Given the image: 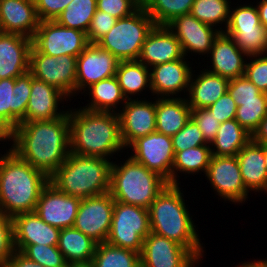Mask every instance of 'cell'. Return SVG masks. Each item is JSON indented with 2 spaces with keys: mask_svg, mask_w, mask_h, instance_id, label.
I'll return each instance as SVG.
<instances>
[{
  "mask_svg": "<svg viewBox=\"0 0 267 267\" xmlns=\"http://www.w3.org/2000/svg\"><path fill=\"white\" fill-rule=\"evenodd\" d=\"M8 142L21 159L50 177L70 154L68 112L54 120L21 122Z\"/></svg>",
  "mask_w": 267,
  "mask_h": 267,
  "instance_id": "1",
  "label": "cell"
},
{
  "mask_svg": "<svg viewBox=\"0 0 267 267\" xmlns=\"http://www.w3.org/2000/svg\"><path fill=\"white\" fill-rule=\"evenodd\" d=\"M68 118L70 152L110 161L118 153L126 152L117 113L90 111L82 107L75 109L71 105L68 108Z\"/></svg>",
  "mask_w": 267,
  "mask_h": 267,
  "instance_id": "2",
  "label": "cell"
},
{
  "mask_svg": "<svg viewBox=\"0 0 267 267\" xmlns=\"http://www.w3.org/2000/svg\"><path fill=\"white\" fill-rule=\"evenodd\" d=\"M183 193L181 185L168 184L157 195L148 209L150 229L152 233L164 236L187 248L201 261L205 258V246Z\"/></svg>",
  "mask_w": 267,
  "mask_h": 267,
  "instance_id": "3",
  "label": "cell"
},
{
  "mask_svg": "<svg viewBox=\"0 0 267 267\" xmlns=\"http://www.w3.org/2000/svg\"><path fill=\"white\" fill-rule=\"evenodd\" d=\"M0 152V210L10 218L34 212L49 177L10 148Z\"/></svg>",
  "mask_w": 267,
  "mask_h": 267,
  "instance_id": "4",
  "label": "cell"
},
{
  "mask_svg": "<svg viewBox=\"0 0 267 267\" xmlns=\"http://www.w3.org/2000/svg\"><path fill=\"white\" fill-rule=\"evenodd\" d=\"M112 162L70 152L49 182L59 191L80 199L101 195L110 192Z\"/></svg>",
  "mask_w": 267,
  "mask_h": 267,
  "instance_id": "5",
  "label": "cell"
},
{
  "mask_svg": "<svg viewBox=\"0 0 267 267\" xmlns=\"http://www.w3.org/2000/svg\"><path fill=\"white\" fill-rule=\"evenodd\" d=\"M112 162L110 194L117 202L149 209L157 195L169 184L129 155ZM125 160V161H124ZM123 163V164H122Z\"/></svg>",
  "mask_w": 267,
  "mask_h": 267,
  "instance_id": "6",
  "label": "cell"
},
{
  "mask_svg": "<svg viewBox=\"0 0 267 267\" xmlns=\"http://www.w3.org/2000/svg\"><path fill=\"white\" fill-rule=\"evenodd\" d=\"M155 23L144 8L120 18L96 44L119 61L137 60L143 43Z\"/></svg>",
  "mask_w": 267,
  "mask_h": 267,
  "instance_id": "7",
  "label": "cell"
},
{
  "mask_svg": "<svg viewBox=\"0 0 267 267\" xmlns=\"http://www.w3.org/2000/svg\"><path fill=\"white\" fill-rule=\"evenodd\" d=\"M150 232L148 209L115 201L108 244L141 254Z\"/></svg>",
  "mask_w": 267,
  "mask_h": 267,
  "instance_id": "8",
  "label": "cell"
},
{
  "mask_svg": "<svg viewBox=\"0 0 267 267\" xmlns=\"http://www.w3.org/2000/svg\"><path fill=\"white\" fill-rule=\"evenodd\" d=\"M29 72L40 81L52 85L69 99L76 96L77 57L70 55L48 56L33 46L30 51Z\"/></svg>",
  "mask_w": 267,
  "mask_h": 267,
  "instance_id": "9",
  "label": "cell"
},
{
  "mask_svg": "<svg viewBox=\"0 0 267 267\" xmlns=\"http://www.w3.org/2000/svg\"><path fill=\"white\" fill-rule=\"evenodd\" d=\"M89 45L86 33L60 25L55 20L40 21L32 46L48 56L78 57Z\"/></svg>",
  "mask_w": 267,
  "mask_h": 267,
  "instance_id": "10",
  "label": "cell"
},
{
  "mask_svg": "<svg viewBox=\"0 0 267 267\" xmlns=\"http://www.w3.org/2000/svg\"><path fill=\"white\" fill-rule=\"evenodd\" d=\"M127 150L129 156L150 171L172 184V167L175 152L172 138L157 131L136 139Z\"/></svg>",
  "mask_w": 267,
  "mask_h": 267,
  "instance_id": "11",
  "label": "cell"
},
{
  "mask_svg": "<svg viewBox=\"0 0 267 267\" xmlns=\"http://www.w3.org/2000/svg\"><path fill=\"white\" fill-rule=\"evenodd\" d=\"M211 189L223 201L240 206L251 195L242 181L240 167L236 156L212 155L205 175ZM250 193V194H249Z\"/></svg>",
  "mask_w": 267,
  "mask_h": 267,
  "instance_id": "12",
  "label": "cell"
},
{
  "mask_svg": "<svg viewBox=\"0 0 267 267\" xmlns=\"http://www.w3.org/2000/svg\"><path fill=\"white\" fill-rule=\"evenodd\" d=\"M115 200L110 192L81 199L73 227L97 243L107 241Z\"/></svg>",
  "mask_w": 267,
  "mask_h": 267,
  "instance_id": "13",
  "label": "cell"
},
{
  "mask_svg": "<svg viewBox=\"0 0 267 267\" xmlns=\"http://www.w3.org/2000/svg\"><path fill=\"white\" fill-rule=\"evenodd\" d=\"M166 26L180 42L185 57L191 59L190 56L195 54L199 61L200 55H209L220 33L217 28L199 21L191 14L175 17Z\"/></svg>",
  "mask_w": 267,
  "mask_h": 267,
  "instance_id": "14",
  "label": "cell"
},
{
  "mask_svg": "<svg viewBox=\"0 0 267 267\" xmlns=\"http://www.w3.org/2000/svg\"><path fill=\"white\" fill-rule=\"evenodd\" d=\"M141 267H199L200 261L182 245L152 232L144 239Z\"/></svg>",
  "mask_w": 267,
  "mask_h": 267,
  "instance_id": "15",
  "label": "cell"
},
{
  "mask_svg": "<svg viewBox=\"0 0 267 267\" xmlns=\"http://www.w3.org/2000/svg\"><path fill=\"white\" fill-rule=\"evenodd\" d=\"M193 59L190 62L189 58L184 57L173 62L151 67V95H156V98L186 97L191 74L193 69H195L193 66L195 63H192Z\"/></svg>",
  "mask_w": 267,
  "mask_h": 267,
  "instance_id": "16",
  "label": "cell"
},
{
  "mask_svg": "<svg viewBox=\"0 0 267 267\" xmlns=\"http://www.w3.org/2000/svg\"><path fill=\"white\" fill-rule=\"evenodd\" d=\"M117 114L126 149L136 139L156 131V98L127 100Z\"/></svg>",
  "mask_w": 267,
  "mask_h": 267,
  "instance_id": "17",
  "label": "cell"
},
{
  "mask_svg": "<svg viewBox=\"0 0 267 267\" xmlns=\"http://www.w3.org/2000/svg\"><path fill=\"white\" fill-rule=\"evenodd\" d=\"M119 60L96 43H89L77 57L76 96L93 83L116 75Z\"/></svg>",
  "mask_w": 267,
  "mask_h": 267,
  "instance_id": "18",
  "label": "cell"
},
{
  "mask_svg": "<svg viewBox=\"0 0 267 267\" xmlns=\"http://www.w3.org/2000/svg\"><path fill=\"white\" fill-rule=\"evenodd\" d=\"M81 199L59 191L50 182L41 191L36 214L47 224L64 229L73 227Z\"/></svg>",
  "mask_w": 267,
  "mask_h": 267,
  "instance_id": "19",
  "label": "cell"
},
{
  "mask_svg": "<svg viewBox=\"0 0 267 267\" xmlns=\"http://www.w3.org/2000/svg\"><path fill=\"white\" fill-rule=\"evenodd\" d=\"M69 100L70 99L59 89L35 79L31 74V92L26 114L21 122L54 120L62 117L68 112V109H65L67 106L64 104L65 102L66 104L69 103L67 102ZM60 105H62V110L60 109Z\"/></svg>",
  "mask_w": 267,
  "mask_h": 267,
  "instance_id": "20",
  "label": "cell"
},
{
  "mask_svg": "<svg viewBox=\"0 0 267 267\" xmlns=\"http://www.w3.org/2000/svg\"><path fill=\"white\" fill-rule=\"evenodd\" d=\"M208 57L210 58L208 59ZM247 58L229 35L220 32L213 42L207 59H205L209 60L205 64L207 66L203 64L202 66L206 67L207 71L230 80L245 75Z\"/></svg>",
  "mask_w": 267,
  "mask_h": 267,
  "instance_id": "21",
  "label": "cell"
},
{
  "mask_svg": "<svg viewBox=\"0 0 267 267\" xmlns=\"http://www.w3.org/2000/svg\"><path fill=\"white\" fill-rule=\"evenodd\" d=\"M32 39L17 33L0 32V79L29 72Z\"/></svg>",
  "mask_w": 267,
  "mask_h": 267,
  "instance_id": "22",
  "label": "cell"
},
{
  "mask_svg": "<svg viewBox=\"0 0 267 267\" xmlns=\"http://www.w3.org/2000/svg\"><path fill=\"white\" fill-rule=\"evenodd\" d=\"M184 57L180 42L167 26L155 25L146 37L137 60L151 68Z\"/></svg>",
  "mask_w": 267,
  "mask_h": 267,
  "instance_id": "23",
  "label": "cell"
},
{
  "mask_svg": "<svg viewBox=\"0 0 267 267\" xmlns=\"http://www.w3.org/2000/svg\"><path fill=\"white\" fill-rule=\"evenodd\" d=\"M39 22L34 0H0V32L32 39Z\"/></svg>",
  "mask_w": 267,
  "mask_h": 267,
  "instance_id": "24",
  "label": "cell"
},
{
  "mask_svg": "<svg viewBox=\"0 0 267 267\" xmlns=\"http://www.w3.org/2000/svg\"><path fill=\"white\" fill-rule=\"evenodd\" d=\"M12 220L14 245H58L61 229L45 223L35 211L17 214Z\"/></svg>",
  "mask_w": 267,
  "mask_h": 267,
  "instance_id": "25",
  "label": "cell"
},
{
  "mask_svg": "<svg viewBox=\"0 0 267 267\" xmlns=\"http://www.w3.org/2000/svg\"><path fill=\"white\" fill-rule=\"evenodd\" d=\"M201 67L199 72L193 69L185 97L191 109L208 108L227 92L228 78Z\"/></svg>",
  "mask_w": 267,
  "mask_h": 267,
  "instance_id": "26",
  "label": "cell"
},
{
  "mask_svg": "<svg viewBox=\"0 0 267 267\" xmlns=\"http://www.w3.org/2000/svg\"><path fill=\"white\" fill-rule=\"evenodd\" d=\"M242 181L250 192L267 194V170L264 146L252 139L236 155Z\"/></svg>",
  "mask_w": 267,
  "mask_h": 267,
  "instance_id": "27",
  "label": "cell"
},
{
  "mask_svg": "<svg viewBox=\"0 0 267 267\" xmlns=\"http://www.w3.org/2000/svg\"><path fill=\"white\" fill-rule=\"evenodd\" d=\"M82 94L90 101L80 107L90 111L118 113L127 102L116 76L93 83Z\"/></svg>",
  "mask_w": 267,
  "mask_h": 267,
  "instance_id": "28",
  "label": "cell"
},
{
  "mask_svg": "<svg viewBox=\"0 0 267 267\" xmlns=\"http://www.w3.org/2000/svg\"><path fill=\"white\" fill-rule=\"evenodd\" d=\"M185 97L156 98V131L174 136L191 118Z\"/></svg>",
  "mask_w": 267,
  "mask_h": 267,
  "instance_id": "29",
  "label": "cell"
},
{
  "mask_svg": "<svg viewBox=\"0 0 267 267\" xmlns=\"http://www.w3.org/2000/svg\"><path fill=\"white\" fill-rule=\"evenodd\" d=\"M15 78L0 79V130L8 137L25 117L29 97L13 94Z\"/></svg>",
  "mask_w": 267,
  "mask_h": 267,
  "instance_id": "30",
  "label": "cell"
},
{
  "mask_svg": "<svg viewBox=\"0 0 267 267\" xmlns=\"http://www.w3.org/2000/svg\"><path fill=\"white\" fill-rule=\"evenodd\" d=\"M115 76L127 100L144 99L147 97L140 94L152 93L150 68L138 60L120 61Z\"/></svg>",
  "mask_w": 267,
  "mask_h": 267,
  "instance_id": "31",
  "label": "cell"
},
{
  "mask_svg": "<svg viewBox=\"0 0 267 267\" xmlns=\"http://www.w3.org/2000/svg\"><path fill=\"white\" fill-rule=\"evenodd\" d=\"M212 157L210 145H201L198 147L187 148L184 151L175 152L172 167V185H180V175L184 174L187 178L199 173L206 175L208 165Z\"/></svg>",
  "mask_w": 267,
  "mask_h": 267,
  "instance_id": "32",
  "label": "cell"
},
{
  "mask_svg": "<svg viewBox=\"0 0 267 267\" xmlns=\"http://www.w3.org/2000/svg\"><path fill=\"white\" fill-rule=\"evenodd\" d=\"M97 244L92 238L86 236L78 229L67 227L61 229L57 246L69 265L92 261Z\"/></svg>",
  "mask_w": 267,
  "mask_h": 267,
  "instance_id": "33",
  "label": "cell"
},
{
  "mask_svg": "<svg viewBox=\"0 0 267 267\" xmlns=\"http://www.w3.org/2000/svg\"><path fill=\"white\" fill-rule=\"evenodd\" d=\"M251 140V134L235 119L221 123L216 137L210 143L214 156H236Z\"/></svg>",
  "mask_w": 267,
  "mask_h": 267,
  "instance_id": "34",
  "label": "cell"
},
{
  "mask_svg": "<svg viewBox=\"0 0 267 267\" xmlns=\"http://www.w3.org/2000/svg\"><path fill=\"white\" fill-rule=\"evenodd\" d=\"M231 5V0H195L190 14L224 32L228 25Z\"/></svg>",
  "mask_w": 267,
  "mask_h": 267,
  "instance_id": "35",
  "label": "cell"
},
{
  "mask_svg": "<svg viewBox=\"0 0 267 267\" xmlns=\"http://www.w3.org/2000/svg\"><path fill=\"white\" fill-rule=\"evenodd\" d=\"M92 262L95 267H141L139 253L107 242L97 244Z\"/></svg>",
  "mask_w": 267,
  "mask_h": 267,
  "instance_id": "36",
  "label": "cell"
},
{
  "mask_svg": "<svg viewBox=\"0 0 267 267\" xmlns=\"http://www.w3.org/2000/svg\"><path fill=\"white\" fill-rule=\"evenodd\" d=\"M224 33L229 35L234 43L247 56L267 54V28H226Z\"/></svg>",
  "mask_w": 267,
  "mask_h": 267,
  "instance_id": "37",
  "label": "cell"
},
{
  "mask_svg": "<svg viewBox=\"0 0 267 267\" xmlns=\"http://www.w3.org/2000/svg\"><path fill=\"white\" fill-rule=\"evenodd\" d=\"M97 0H72L56 18L60 25L87 33L97 10Z\"/></svg>",
  "mask_w": 267,
  "mask_h": 267,
  "instance_id": "38",
  "label": "cell"
},
{
  "mask_svg": "<svg viewBox=\"0 0 267 267\" xmlns=\"http://www.w3.org/2000/svg\"><path fill=\"white\" fill-rule=\"evenodd\" d=\"M195 0H148L145 10L155 25H167L180 15L190 14Z\"/></svg>",
  "mask_w": 267,
  "mask_h": 267,
  "instance_id": "39",
  "label": "cell"
},
{
  "mask_svg": "<svg viewBox=\"0 0 267 267\" xmlns=\"http://www.w3.org/2000/svg\"><path fill=\"white\" fill-rule=\"evenodd\" d=\"M267 115V100L264 93L257 100L238 101L235 120L251 135Z\"/></svg>",
  "mask_w": 267,
  "mask_h": 267,
  "instance_id": "40",
  "label": "cell"
},
{
  "mask_svg": "<svg viewBox=\"0 0 267 267\" xmlns=\"http://www.w3.org/2000/svg\"><path fill=\"white\" fill-rule=\"evenodd\" d=\"M15 249L44 267H68L57 245H15Z\"/></svg>",
  "mask_w": 267,
  "mask_h": 267,
  "instance_id": "41",
  "label": "cell"
},
{
  "mask_svg": "<svg viewBox=\"0 0 267 267\" xmlns=\"http://www.w3.org/2000/svg\"><path fill=\"white\" fill-rule=\"evenodd\" d=\"M253 4L251 1L250 3L237 4V6L232 3L226 28H256V26H263L260 22L257 7Z\"/></svg>",
  "mask_w": 267,
  "mask_h": 267,
  "instance_id": "42",
  "label": "cell"
},
{
  "mask_svg": "<svg viewBox=\"0 0 267 267\" xmlns=\"http://www.w3.org/2000/svg\"><path fill=\"white\" fill-rule=\"evenodd\" d=\"M171 138L174 152L184 151L187 148L201 145H210L205 141L202 131L192 117L185 126Z\"/></svg>",
  "mask_w": 267,
  "mask_h": 267,
  "instance_id": "43",
  "label": "cell"
},
{
  "mask_svg": "<svg viewBox=\"0 0 267 267\" xmlns=\"http://www.w3.org/2000/svg\"><path fill=\"white\" fill-rule=\"evenodd\" d=\"M248 58L245 64L244 76L261 92H264L267 88V54L249 56Z\"/></svg>",
  "mask_w": 267,
  "mask_h": 267,
  "instance_id": "44",
  "label": "cell"
},
{
  "mask_svg": "<svg viewBox=\"0 0 267 267\" xmlns=\"http://www.w3.org/2000/svg\"><path fill=\"white\" fill-rule=\"evenodd\" d=\"M227 92L238 106V101L257 100L264 92H261L246 76H240L229 80Z\"/></svg>",
  "mask_w": 267,
  "mask_h": 267,
  "instance_id": "45",
  "label": "cell"
},
{
  "mask_svg": "<svg viewBox=\"0 0 267 267\" xmlns=\"http://www.w3.org/2000/svg\"><path fill=\"white\" fill-rule=\"evenodd\" d=\"M191 117L196 121L202 131L205 141L210 144L216 137L221 122L213 115L208 108L192 109Z\"/></svg>",
  "mask_w": 267,
  "mask_h": 267,
  "instance_id": "46",
  "label": "cell"
},
{
  "mask_svg": "<svg viewBox=\"0 0 267 267\" xmlns=\"http://www.w3.org/2000/svg\"><path fill=\"white\" fill-rule=\"evenodd\" d=\"M117 18L107 12L96 10L86 33L89 43H97L117 22Z\"/></svg>",
  "mask_w": 267,
  "mask_h": 267,
  "instance_id": "47",
  "label": "cell"
},
{
  "mask_svg": "<svg viewBox=\"0 0 267 267\" xmlns=\"http://www.w3.org/2000/svg\"><path fill=\"white\" fill-rule=\"evenodd\" d=\"M15 251L13 220L6 217L0 223V267L6 266Z\"/></svg>",
  "mask_w": 267,
  "mask_h": 267,
  "instance_id": "48",
  "label": "cell"
},
{
  "mask_svg": "<svg viewBox=\"0 0 267 267\" xmlns=\"http://www.w3.org/2000/svg\"><path fill=\"white\" fill-rule=\"evenodd\" d=\"M72 0H34L39 21L56 20Z\"/></svg>",
  "mask_w": 267,
  "mask_h": 267,
  "instance_id": "49",
  "label": "cell"
},
{
  "mask_svg": "<svg viewBox=\"0 0 267 267\" xmlns=\"http://www.w3.org/2000/svg\"><path fill=\"white\" fill-rule=\"evenodd\" d=\"M97 10L107 12L117 19L127 17L138 8L129 0H97Z\"/></svg>",
  "mask_w": 267,
  "mask_h": 267,
  "instance_id": "50",
  "label": "cell"
},
{
  "mask_svg": "<svg viewBox=\"0 0 267 267\" xmlns=\"http://www.w3.org/2000/svg\"><path fill=\"white\" fill-rule=\"evenodd\" d=\"M210 111L213 112V115L220 121L221 123L235 119L237 104L231 95L226 92L222 95L215 103L208 107Z\"/></svg>",
  "mask_w": 267,
  "mask_h": 267,
  "instance_id": "51",
  "label": "cell"
},
{
  "mask_svg": "<svg viewBox=\"0 0 267 267\" xmlns=\"http://www.w3.org/2000/svg\"><path fill=\"white\" fill-rule=\"evenodd\" d=\"M31 92V73L27 72L15 78L13 94L20 97H29Z\"/></svg>",
  "mask_w": 267,
  "mask_h": 267,
  "instance_id": "52",
  "label": "cell"
},
{
  "mask_svg": "<svg viewBox=\"0 0 267 267\" xmlns=\"http://www.w3.org/2000/svg\"><path fill=\"white\" fill-rule=\"evenodd\" d=\"M5 267H44L35 261L28 259L20 251H15L11 258L7 261Z\"/></svg>",
  "mask_w": 267,
  "mask_h": 267,
  "instance_id": "53",
  "label": "cell"
},
{
  "mask_svg": "<svg viewBox=\"0 0 267 267\" xmlns=\"http://www.w3.org/2000/svg\"><path fill=\"white\" fill-rule=\"evenodd\" d=\"M251 139L262 146H267V115L261 120Z\"/></svg>",
  "mask_w": 267,
  "mask_h": 267,
  "instance_id": "54",
  "label": "cell"
},
{
  "mask_svg": "<svg viewBox=\"0 0 267 267\" xmlns=\"http://www.w3.org/2000/svg\"><path fill=\"white\" fill-rule=\"evenodd\" d=\"M256 4L260 22L263 24L265 28H267V0H256L253 1Z\"/></svg>",
  "mask_w": 267,
  "mask_h": 267,
  "instance_id": "55",
  "label": "cell"
},
{
  "mask_svg": "<svg viewBox=\"0 0 267 267\" xmlns=\"http://www.w3.org/2000/svg\"><path fill=\"white\" fill-rule=\"evenodd\" d=\"M234 267H267V257L265 259H260V258L256 260L254 259L253 261L247 260V262L242 261L241 263L239 262V264Z\"/></svg>",
  "mask_w": 267,
  "mask_h": 267,
  "instance_id": "56",
  "label": "cell"
},
{
  "mask_svg": "<svg viewBox=\"0 0 267 267\" xmlns=\"http://www.w3.org/2000/svg\"><path fill=\"white\" fill-rule=\"evenodd\" d=\"M68 267H95V266L92 261H88V262L72 263L69 264Z\"/></svg>",
  "mask_w": 267,
  "mask_h": 267,
  "instance_id": "57",
  "label": "cell"
},
{
  "mask_svg": "<svg viewBox=\"0 0 267 267\" xmlns=\"http://www.w3.org/2000/svg\"><path fill=\"white\" fill-rule=\"evenodd\" d=\"M131 1L137 8H145L148 0H129Z\"/></svg>",
  "mask_w": 267,
  "mask_h": 267,
  "instance_id": "58",
  "label": "cell"
},
{
  "mask_svg": "<svg viewBox=\"0 0 267 267\" xmlns=\"http://www.w3.org/2000/svg\"><path fill=\"white\" fill-rule=\"evenodd\" d=\"M0 142L8 143V137L1 130H0Z\"/></svg>",
  "mask_w": 267,
  "mask_h": 267,
  "instance_id": "59",
  "label": "cell"
},
{
  "mask_svg": "<svg viewBox=\"0 0 267 267\" xmlns=\"http://www.w3.org/2000/svg\"><path fill=\"white\" fill-rule=\"evenodd\" d=\"M264 157H265V166L267 170V146H264Z\"/></svg>",
  "mask_w": 267,
  "mask_h": 267,
  "instance_id": "60",
  "label": "cell"
},
{
  "mask_svg": "<svg viewBox=\"0 0 267 267\" xmlns=\"http://www.w3.org/2000/svg\"><path fill=\"white\" fill-rule=\"evenodd\" d=\"M7 216L0 210V223L6 218Z\"/></svg>",
  "mask_w": 267,
  "mask_h": 267,
  "instance_id": "61",
  "label": "cell"
},
{
  "mask_svg": "<svg viewBox=\"0 0 267 267\" xmlns=\"http://www.w3.org/2000/svg\"><path fill=\"white\" fill-rule=\"evenodd\" d=\"M264 95H265V98H266V100H267V88H266V90L264 91Z\"/></svg>",
  "mask_w": 267,
  "mask_h": 267,
  "instance_id": "62",
  "label": "cell"
}]
</instances>
